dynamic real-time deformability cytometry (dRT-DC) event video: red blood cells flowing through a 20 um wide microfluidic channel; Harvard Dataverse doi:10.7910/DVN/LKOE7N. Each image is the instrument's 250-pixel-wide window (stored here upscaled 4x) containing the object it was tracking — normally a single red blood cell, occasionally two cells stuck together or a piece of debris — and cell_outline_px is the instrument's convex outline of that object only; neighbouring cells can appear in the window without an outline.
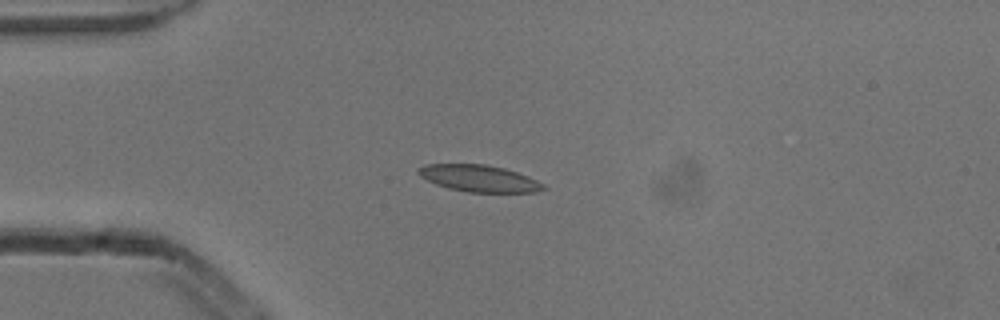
{"species": "common noctule bat (a hibernating species)", "species_latin": "Nyctalus noctula", "temperature_condition": "cold", "stored_images_in_passage": 3, "camera_frame_rate_fps": 3000, "um_per_image_px": 0.085, "animal": {"sex": "male", "body_mass_g": 13.3}, "frame": {"image": 1, "passage_image": 3, "time_ms": 0.667, "image_size_px": [1000, 320], "cell_outline_px": [[548, 188], [536, 192], [468, 192], [448, 188], [436, 184], [420, 176], [416, 172], [416, 168], [424, 164], [484, 164], [504, 168], [528, 176], [544, 184]], "centroid_in_image_um": [40.7, 15.16], "position_along_channel_um": 44.3, "area_um2": 19.54}}